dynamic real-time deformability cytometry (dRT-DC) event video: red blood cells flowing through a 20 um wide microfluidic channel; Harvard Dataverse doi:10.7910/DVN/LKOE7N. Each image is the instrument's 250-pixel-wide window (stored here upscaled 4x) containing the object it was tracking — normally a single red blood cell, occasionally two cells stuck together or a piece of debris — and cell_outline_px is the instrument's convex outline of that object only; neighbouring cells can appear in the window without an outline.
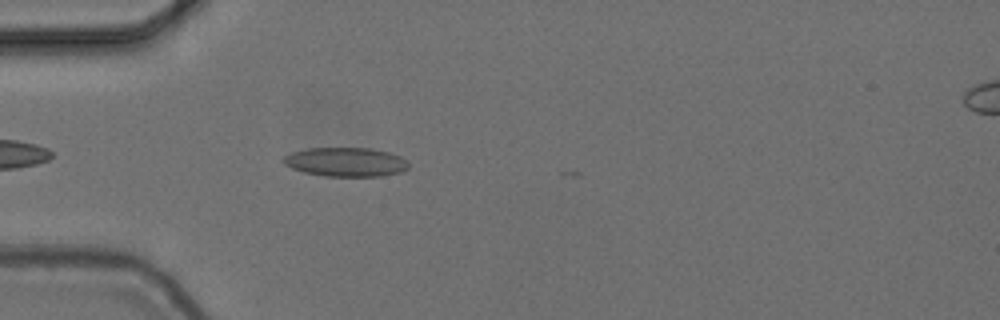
{"species": "common noctule bat (a hibernating species)", "species_latin": "Nyctalus noctula", "temperature_condition": "cold", "stored_images_in_passage": 9, "camera_frame_rate_fps": 3000, "um_per_image_px": 0.085, "animal": {"sex": "female", "body_mass_g": 24.6, "forearm_length_mm": 56.2}, "frame": {"image": 1, "passage_image": 4, "time_ms": 1.0, "image_size_px": [1000, 320], "cell_outline_px": [[408, 168], [400, 172], [380, 176], [324, 176], [304, 172], [292, 168], [284, 164], [280, 160], [284, 156], [292, 152], [308, 148], [368, 148], [388, 152], [400, 156], [408, 160]], "centroid_in_image_um": [29.37, 13.77], "position_along_channel_um": 55.6, "area_um2": 21.21}}
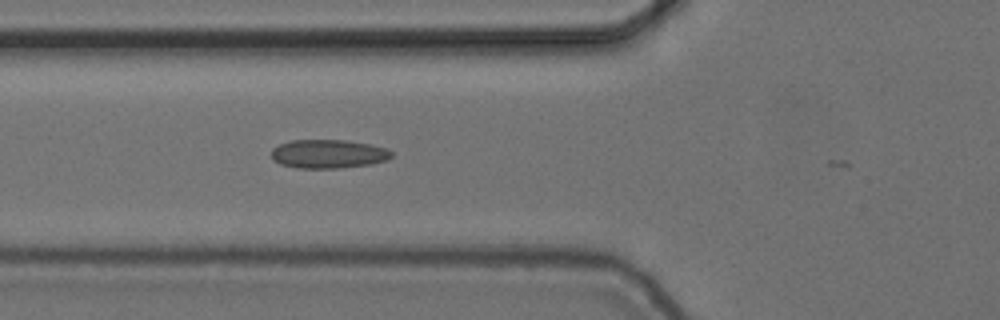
{"frame": {"image": 2, "passage_image": 8, "time_ms": 2.333, "image_size_px": [1000, 320], "cell_outline_px": [[392, 156], [388, 160], [372, 164], [340, 168], [296, 168], [280, 164], [272, 160], [272, 148], [280, 144], [292, 140], [344, 140], [368, 144], [388, 148], [392, 152]], "centroid_in_image_um": [27.91, 13.09], "position_along_channel_um": 97.9, "area_um2": 20.23}}